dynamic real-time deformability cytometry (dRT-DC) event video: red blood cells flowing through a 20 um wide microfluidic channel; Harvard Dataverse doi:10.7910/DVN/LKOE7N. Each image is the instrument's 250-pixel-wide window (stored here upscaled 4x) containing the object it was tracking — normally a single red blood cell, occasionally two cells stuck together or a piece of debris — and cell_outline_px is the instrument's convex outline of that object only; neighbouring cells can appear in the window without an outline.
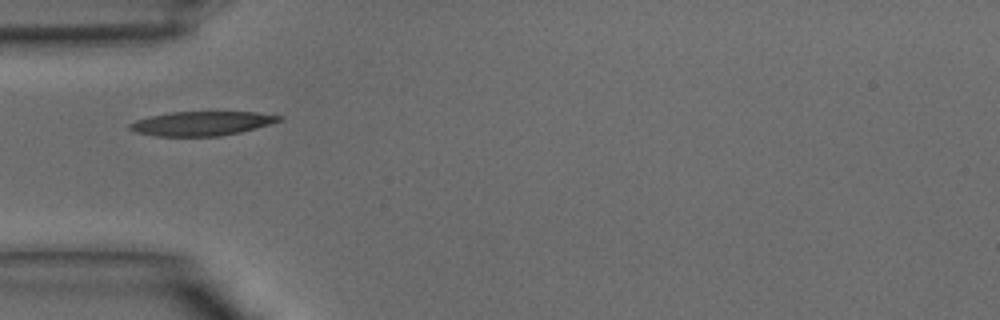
{"species": "common noctule bat (a hibernating species)", "species_latin": "Nyctalus noctula", "temperature_condition": "warm", "stored_images_in_passage": 24, "camera_frame_rate_fps": 3000, "um_per_image_px": 0.085, "animal": {"sex": "male", "body_mass_g": 15.6}, "frame": {"image": 1, "passage_image": 1, "time_ms": 0.0, "image_size_px": [1000, 320], "cell_outline_px": [[284, 120], [256, 128], [240, 132], [220, 136], [156, 136], [136, 132], [128, 128], [128, 124], [136, 120], [152, 116], [172, 112], [256, 112], [284, 116]], "centroid_in_image_um": [17.19, 10.49], "position_along_channel_um": 67.8, "area_um2": 21.04}}
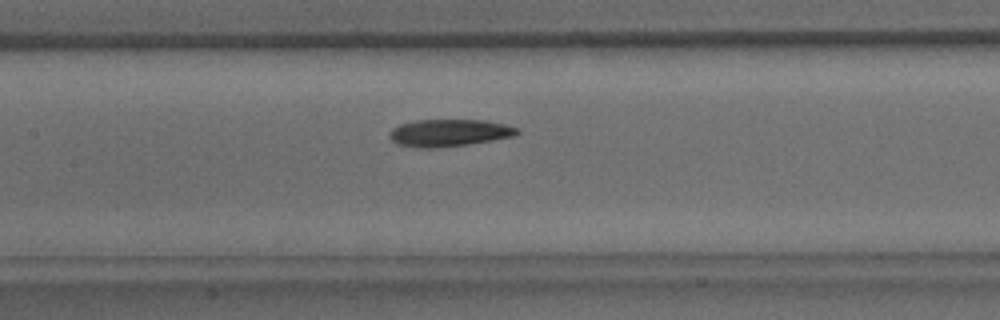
{"frame": {"image": 2, "passage_image": 7, "time_ms": 2.0, "image_size_px": [1000, 320], "cell_outline_px": [[520, 132], [512, 136], [492, 140], [468, 144], [436, 148], [420, 148], [396, 144], [388, 136], [388, 132], [392, 128], [400, 124], [416, 120], [484, 120], [504, 124], [520, 128]], "centroid_in_image_um": [38.14, 11.29], "position_along_channel_um": 169.3, "area_um2": 20.29}}